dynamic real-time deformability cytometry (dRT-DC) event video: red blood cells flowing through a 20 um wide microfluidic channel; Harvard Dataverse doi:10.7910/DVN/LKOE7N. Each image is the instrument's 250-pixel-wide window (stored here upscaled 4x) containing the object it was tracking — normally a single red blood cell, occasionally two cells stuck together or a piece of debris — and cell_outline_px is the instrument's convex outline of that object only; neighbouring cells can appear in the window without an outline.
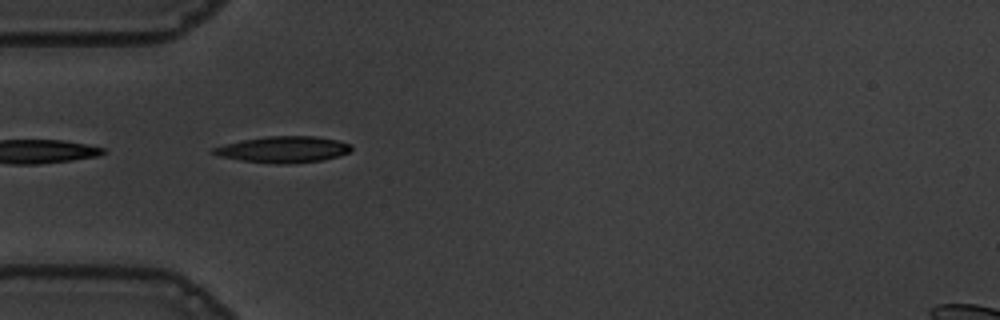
{"species": "common noctule bat (a hibernating species)", "species_latin": "Nyctalus noctula", "temperature_condition": "warm", "stored_images_in_passage": 39, "camera_frame_rate_fps": 3000, "um_per_image_px": 0.085, "animal": {"sex": "male", "body_mass_g": 19.5, "forearm_length_mm": 54.6}, "frame": {"image": 1, "passage_image": 1, "time_ms": 0.0, "image_size_px": [1000, 320], "cell_outline_px": [[352, 148], [348, 152], [324, 160], [288, 164], [276, 164], [240, 160], [220, 156], [212, 152], [212, 148], [224, 144], [244, 140], [268, 136], [316, 136], [336, 140], [352, 144]], "centroid_in_image_um": [24.09, 12.7], "position_along_channel_um": 60.9, "area_um2": 20.98}}
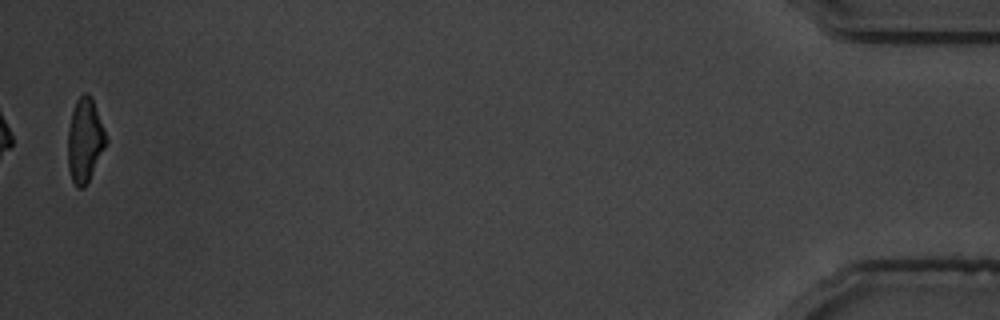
{"frame": {"image": 2, "passage_image": 39, "time_ms": 12.667, "image_size_px": [1000, 320], "cell_outline_px": [[108, 144], [84, 188], [76, 188], [72, 180], [68, 168], [68, 128], [72, 112], [76, 100], [84, 92], [88, 92], [92, 96], [108, 140]], "centroid_in_image_um": [7.22, 11.92], "position_along_channel_um": 428.0, "area_um2": 18.9}, "authors_computed_cell_mechanics": {"area_um2": 19.9988, "velocity_mm_per_s": 3.6347, "shape_relaxation_time_tau1_ms": 3.151, "shape_relaxation_time_tau2_ms": 7.1702, "deformation_change_tau1": 0.1737, "deformation_change_tau2": 0.1475}}